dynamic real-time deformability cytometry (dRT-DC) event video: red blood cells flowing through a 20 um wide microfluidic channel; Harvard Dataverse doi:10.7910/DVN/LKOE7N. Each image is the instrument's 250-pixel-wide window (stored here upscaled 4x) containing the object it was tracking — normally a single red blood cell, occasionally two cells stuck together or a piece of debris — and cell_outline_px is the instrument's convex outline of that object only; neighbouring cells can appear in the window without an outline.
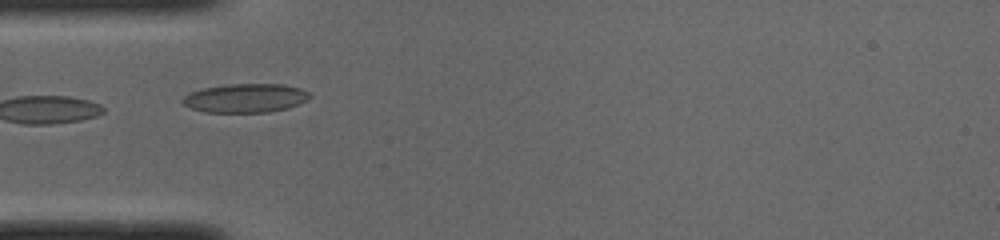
{"species": "common noctule bat (a hibernating species)", "species_latin": "Nyctalus noctula", "temperature_condition": "cold", "stored_images_in_passage": 23, "camera_frame_rate_fps": 3000, "um_per_image_px": 0.085, "animal": {"sex": "male", "body_mass_g": 19.0, "forearm_length_mm": 50.8}, "frame": {"image": 1, "passage_image": 1, "time_ms": 0.0, "image_size_px": [1000, 240], "cell_outline_px": [[312, 96], [308, 100], [300, 104], [288, 108], [268, 112], [204, 112], [192, 108], [184, 104], [184, 96], [192, 92], [204, 88], [228, 84], [284, 84], [300, 88], [308, 92]], "centroid_in_image_um": [20.94, 8.33], "position_along_channel_um": 64.1, "area_um2": 21.27}}